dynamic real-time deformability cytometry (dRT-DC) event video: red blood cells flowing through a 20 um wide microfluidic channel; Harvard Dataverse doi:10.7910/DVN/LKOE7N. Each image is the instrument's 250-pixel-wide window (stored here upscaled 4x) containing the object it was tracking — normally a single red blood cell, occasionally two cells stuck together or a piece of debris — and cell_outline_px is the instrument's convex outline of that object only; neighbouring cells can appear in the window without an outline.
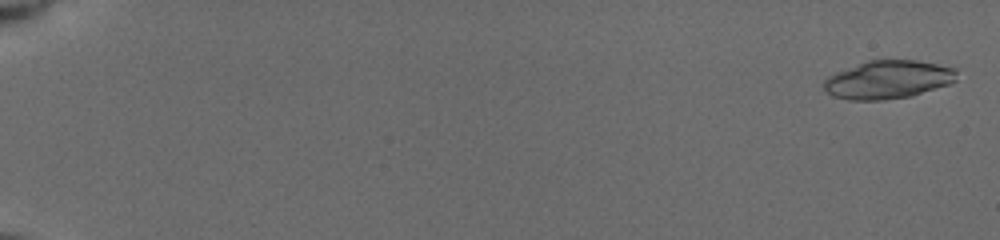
{"species": "common noctule bat (a hibernating species)", "species_latin": "Nyctalus noctula", "temperature_condition": "cold", "stored_images_in_passage": 38, "camera_frame_rate_fps": 3000, "um_per_image_px": 0.085, "animal": {"sex": "female", "body_mass_g": 19.5, "forearm_length_mm": 54.1}, "frame": {"image": 1, "passage_image": 3, "time_ms": 0.333, "image_size_px": [1000, 240], "cell_outline_px": [[956, 80], [948, 84], [912, 96], [884, 100], [848, 100], [832, 96], [824, 88], [824, 80], [828, 76], [836, 72], [868, 60], [916, 60], [956, 68]], "centroid_in_image_um": [75.47, 6.77], "position_along_channel_um": 9.5, "area_um2": 29.54}}
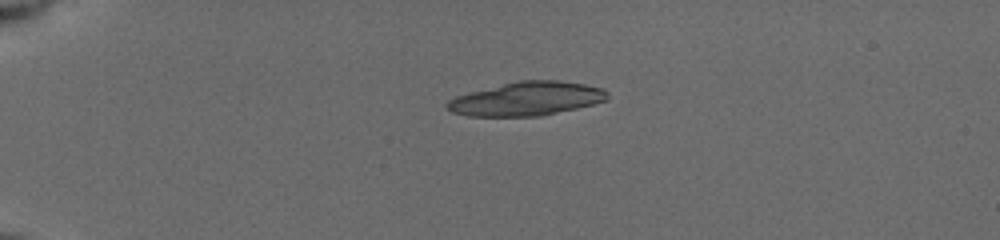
{"frame": {"image": 2, "passage_image": 27, "time_ms": 4.667, "image_size_px": [1000, 240], "cell_outline_px": [[608, 100], [576, 108], [540, 116], [468, 116], [452, 112], [444, 104], [448, 100], [456, 96], [468, 92], [520, 80], [556, 80], [584, 84], [604, 88], [608, 92]], "centroid_in_image_um": [44.76, 8.39], "position_along_channel_um": 40.2, "area_um2": 31.44}}